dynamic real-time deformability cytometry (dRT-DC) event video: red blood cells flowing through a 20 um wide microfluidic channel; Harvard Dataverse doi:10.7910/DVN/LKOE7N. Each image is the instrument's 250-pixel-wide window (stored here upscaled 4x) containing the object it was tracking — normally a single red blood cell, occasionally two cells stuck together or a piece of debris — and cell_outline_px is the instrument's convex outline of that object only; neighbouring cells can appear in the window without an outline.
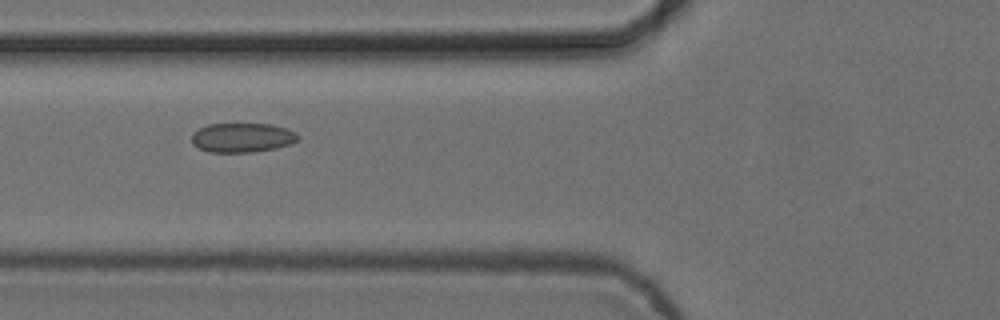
{"species": "common noctule bat (a hibernating species)", "species_latin": "Nyctalus noctula", "temperature_condition": "cold", "stored_images_in_passage": 10, "camera_frame_rate_fps": 3000, "um_per_image_px": 0.085, "animal": {"sex": "female", "body_mass_g": 24.6, "forearm_length_mm": 56.2}, "frame": {"image": 1, "passage_image": 7, "time_ms": 2.0, "image_size_px": [1000, 320], "cell_outline_px": [[300, 136], [292, 144], [276, 148], [252, 152], [208, 152], [192, 144], [192, 132], [208, 124], [272, 124], [288, 128], [296, 132]], "centroid_in_image_um": [20.61, 11.69], "position_along_channel_um": 105.2, "area_um2": 18.32}}
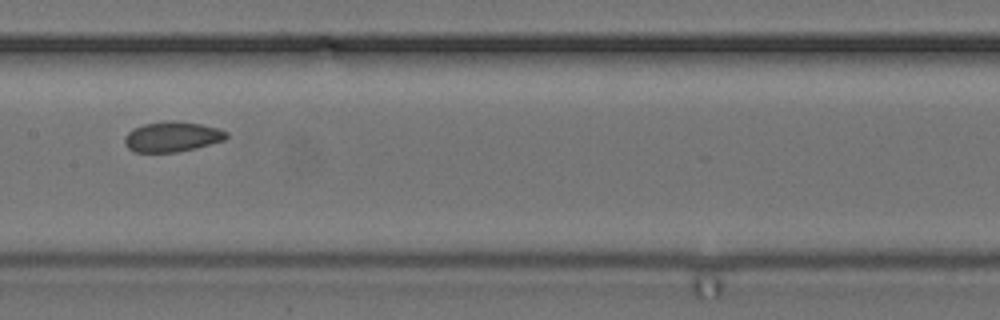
{"frame": {"image": 2, "passage_image": 9, "time_ms": 2.667, "image_size_px": [1000, 320], "cell_outline_px": [[228, 136], [224, 140], [196, 148], [176, 152], [132, 152], [124, 144], [124, 136], [132, 128], [144, 124], [168, 120], [172, 120], [200, 124], [220, 128], [228, 132]], "centroid_in_image_um": [14.61, 11.62], "position_along_channel_um": 192.8, "area_um2": 18.09}}
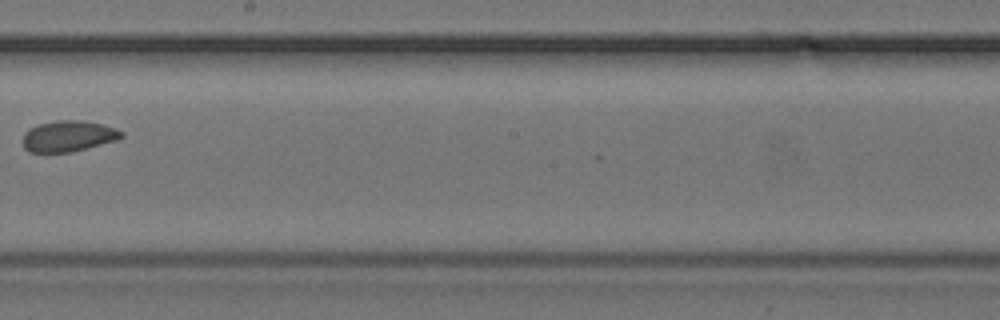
{"frame": {"image": 3, "passage_image": 10, "time_ms": 3.0, "image_size_px": [1000, 320], "cell_outline_px": [[124, 136], [116, 140], [72, 152], [28, 152], [24, 148], [24, 132], [40, 124], [60, 120], [80, 120], [100, 124], [116, 128], [124, 132]], "centroid_in_image_um": [5.83, 11.58], "position_along_channel_um": 242.4, "area_um2": 17.57}}